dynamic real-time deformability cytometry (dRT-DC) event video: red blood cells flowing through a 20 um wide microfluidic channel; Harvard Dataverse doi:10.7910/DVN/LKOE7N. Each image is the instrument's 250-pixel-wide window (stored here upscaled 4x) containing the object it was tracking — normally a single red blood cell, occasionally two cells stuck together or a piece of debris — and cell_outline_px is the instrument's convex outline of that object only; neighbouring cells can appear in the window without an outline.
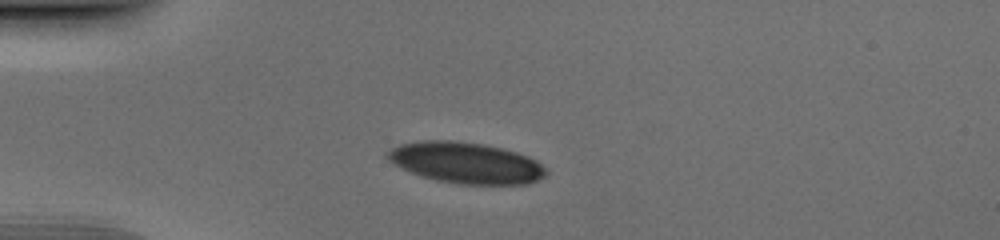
{"species": "human", "species_latin": "Homo sapiens", "temperature_condition": "cold", "stored_images_in_passage": 38, "camera_frame_rate_fps": 3000, "um_per_image_px": 0.085, "donor": {"sex": "male"}, "frame": {"image": 1, "passage_image": 1, "time_ms": 0.0, "image_size_px": [1000, 240], "cell_outline_px": [[548, 172], [544, 176], [528, 184], [456, 184], [436, 180], [412, 172], [388, 160], [384, 156], [392, 148], [400, 144], [424, 140], [452, 140], [480, 144], [500, 148], [516, 152], [528, 156], [536, 160]], "centroid_in_image_um": [39.61, 13.84], "position_along_channel_um": 45.4, "area_um2": 37.51}}
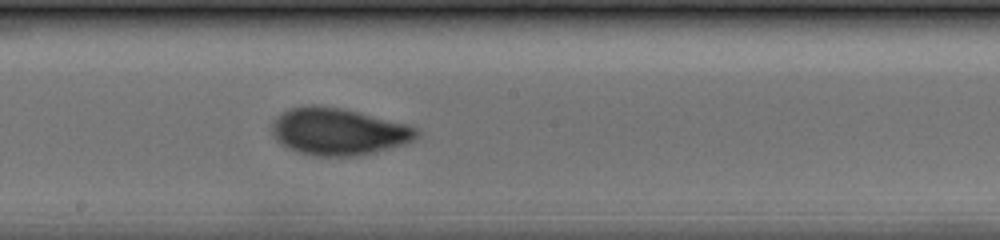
{"frame": {"image": 2, "passage_image": 16, "time_ms": 5.0, "image_size_px": [1000, 240], "cell_outline_px": [[420, 136], [404, 144], [376, 152], [356, 156], [312, 156], [296, 152], [280, 144], [272, 136], [272, 120], [276, 116], [288, 108], [312, 104], [316, 104], [344, 108], [408, 124], [416, 128], [420, 132]], "centroid_in_image_um": [28.73, 11.17], "position_along_channel_um": 219.5, "area_um2": 40.34}}
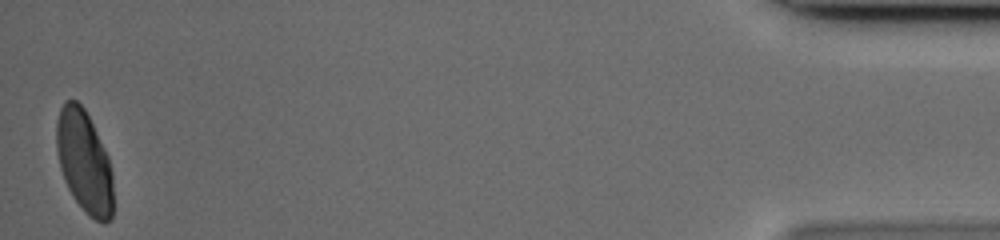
{"frame": {"image": 3, "passage_image": 38, "time_ms": 12.333, "image_size_px": [1000, 240], "cell_outline_px": [[112, 216], [104, 224], [88, 216], [84, 212], [72, 196], [64, 180], [60, 168], [56, 148], [56, 120], [60, 108], [64, 100], [76, 100], [84, 108], [108, 156], [112, 172]], "centroid_in_image_um": [7.14, 13.75], "position_along_channel_um": 428.1, "area_um2": 33.87}}